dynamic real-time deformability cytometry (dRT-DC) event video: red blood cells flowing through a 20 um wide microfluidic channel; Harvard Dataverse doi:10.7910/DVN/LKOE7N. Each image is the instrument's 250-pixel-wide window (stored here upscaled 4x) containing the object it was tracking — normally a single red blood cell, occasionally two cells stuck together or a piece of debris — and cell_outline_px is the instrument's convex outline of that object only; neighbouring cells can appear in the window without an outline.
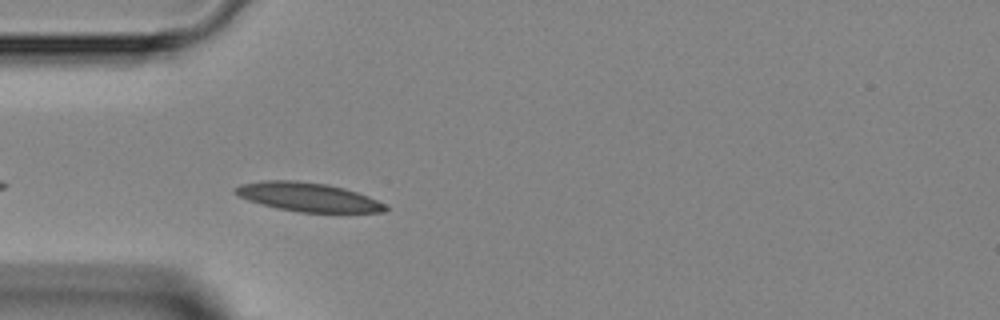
{"species": "Egyptian fruit bat (a non-hibernating species)", "species_latin": "Rousettus aegyptiacus", "temperature_condition": "room temperature", "stored_images_in_passage": 2, "camera_frame_rate_fps": 3000, "um_per_image_px": 0.085, "animal": {"sex": "female"}, "frame": {"image": 1, "passage_image": 2, "time_ms": 1.667, "image_size_px": [1000, 320], "cell_outline_px": [[388, 208], [384, 212], [300, 212], [276, 208], [248, 200], [232, 192], [232, 188], [240, 184], [264, 180], [296, 180], [328, 184], [344, 188], [368, 196], [388, 204]], "centroid_in_image_um": [26.17, 16.74], "position_along_channel_um": 58.8, "area_um2": 25.37}}